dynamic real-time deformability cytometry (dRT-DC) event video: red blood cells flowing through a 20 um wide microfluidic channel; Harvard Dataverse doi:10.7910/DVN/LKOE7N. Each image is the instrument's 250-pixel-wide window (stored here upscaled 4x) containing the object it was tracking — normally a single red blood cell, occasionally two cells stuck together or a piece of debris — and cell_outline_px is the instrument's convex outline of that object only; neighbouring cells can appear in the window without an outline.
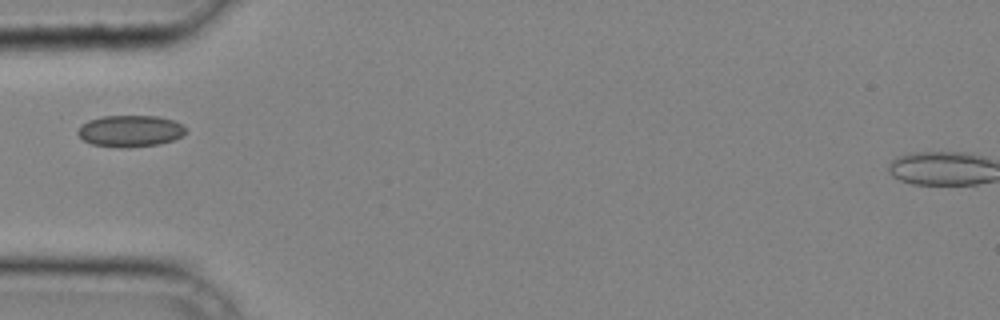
{"species": "common noctule bat (a hibernating species)", "species_latin": "Nyctalus noctula", "temperature_condition": "cold", "stored_images_in_passage": 25, "camera_frame_rate_fps": 3000, "um_per_image_px": 0.085, "animal": {"sex": "male", "body_mass_g": 20.4}, "frame": {"image": 1, "passage_image": 1, "time_ms": 0.0, "image_size_px": [1000, 320], "cell_outline_px": [[184, 132], [180, 136], [172, 140], [160, 144], [128, 148], [120, 148], [92, 144], [84, 140], [76, 132], [88, 120], [100, 116], [156, 116], [172, 120], [180, 124], [184, 128]], "centroid_in_image_um": [11.03, 11.14], "position_along_channel_um": 74.0, "area_um2": 19.65}}
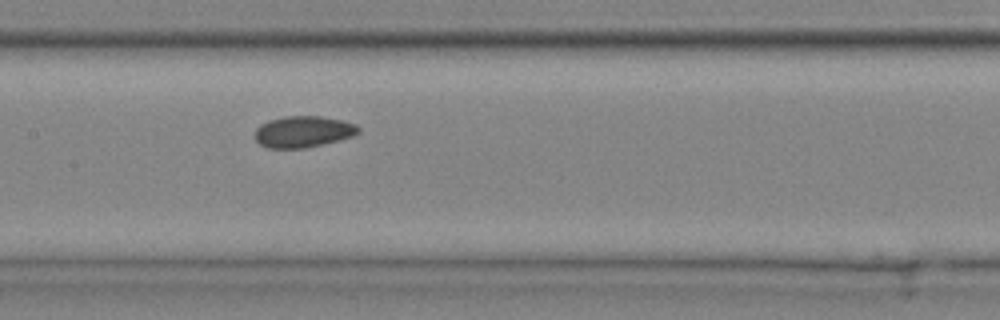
{"frame": {"image": 2, "passage_image": 8, "time_ms": 2.333, "image_size_px": [1000, 320], "cell_outline_px": [[360, 132], [352, 136], [304, 148], [268, 148], [260, 144], [256, 140], [256, 128], [260, 124], [268, 120], [284, 116], [320, 116], [340, 120], [356, 124], [360, 128]], "centroid_in_image_um": [25.75, 11.18], "position_along_channel_um": 181.7, "area_um2": 18.73}}
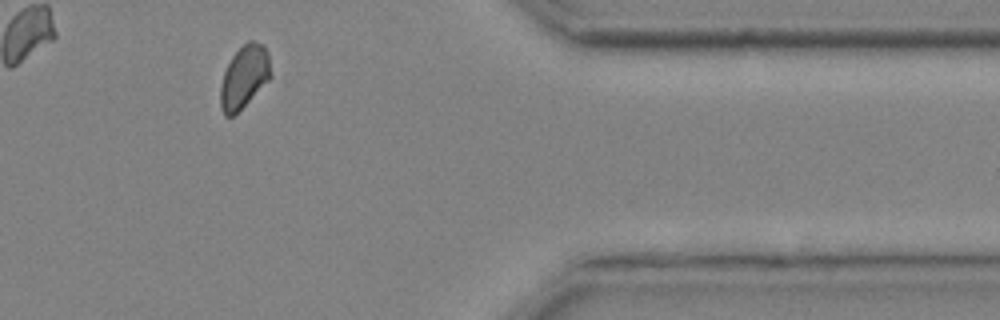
{"frame": {"image": 3, "passage_image": 23, "time_ms": 7.333, "image_size_px": [1000, 320], "cell_outline_px": [[272, 76], [232, 116], [224, 116], [220, 108], [220, 84], [224, 72], [232, 56], [248, 40], [252, 40], [264, 44], [268, 52]], "centroid_in_image_um": [20.75, 6.5], "position_along_channel_um": 390.7, "area_um2": 18.15}}